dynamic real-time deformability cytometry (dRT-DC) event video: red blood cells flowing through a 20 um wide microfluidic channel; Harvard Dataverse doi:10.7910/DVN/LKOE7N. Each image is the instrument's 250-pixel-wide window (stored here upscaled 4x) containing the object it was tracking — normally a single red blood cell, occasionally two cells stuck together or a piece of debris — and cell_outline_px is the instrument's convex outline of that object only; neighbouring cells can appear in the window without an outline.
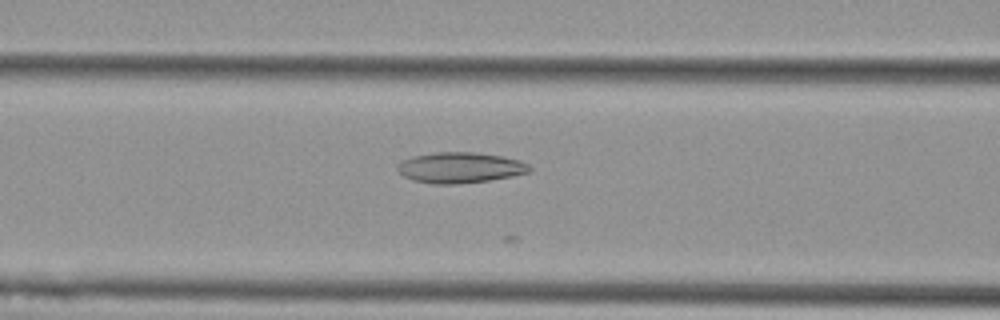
{"species": "Egyptian fruit bat (a non-hibernating species)", "species_latin": "Rousettus aegyptiacus", "temperature_condition": "cold", "stored_images_in_passage": 15, "camera_frame_rate_fps": 3000, "um_per_image_px": 0.085, "animal": {"sex": "female"}, "frame": {"image": 1, "passage_image": 10, "time_ms": 3.0, "image_size_px": [1000, 320], "cell_outline_px": [[532, 168], [528, 172], [512, 176], [488, 180], [452, 184], [436, 184], [412, 180], [404, 176], [396, 168], [396, 164], [400, 160], [412, 156], [436, 152], [472, 152], [504, 156], [520, 160], [528, 164]], "centroid_in_image_um": [39.07, 14.23], "position_along_channel_um": 127.5, "area_um2": 23.64}}
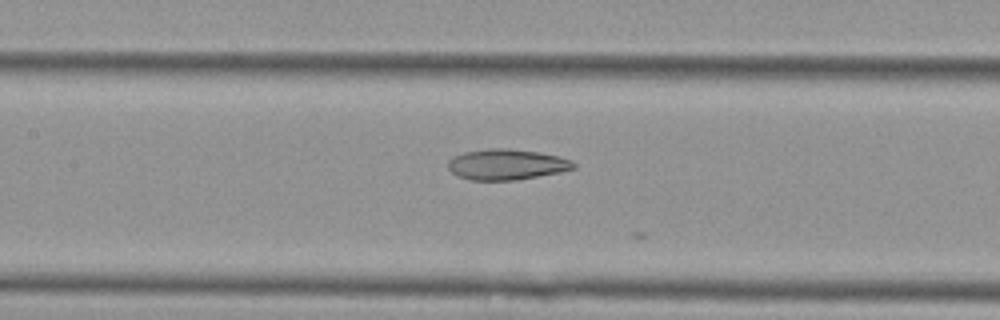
{"frame": {"image": 2, "passage_image": 13, "time_ms": 4.0, "image_size_px": [1000, 320], "cell_outline_px": [[576, 168], [560, 172], [516, 180], [468, 180], [452, 172], [448, 168], [448, 160], [452, 156], [464, 152], [488, 148], [508, 148], [540, 152], [560, 156], [572, 160], [576, 164]], "centroid_in_image_um": [43.08, 13.97], "position_along_channel_um": 164.3, "area_um2": 22.66}}